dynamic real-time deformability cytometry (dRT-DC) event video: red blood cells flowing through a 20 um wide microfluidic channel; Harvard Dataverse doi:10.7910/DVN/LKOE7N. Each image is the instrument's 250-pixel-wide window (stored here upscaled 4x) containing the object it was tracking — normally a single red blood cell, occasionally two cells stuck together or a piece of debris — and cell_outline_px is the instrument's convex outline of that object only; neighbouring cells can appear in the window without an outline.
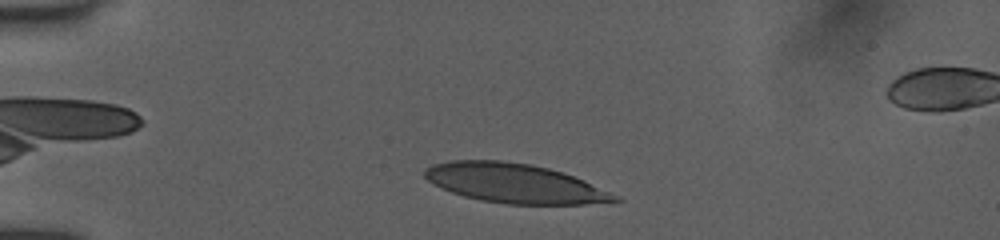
{"species": "human", "species_latin": "Homo sapiens", "temperature_condition": "room temperature", "stored_images_in_passage": 34, "camera_frame_rate_fps": 3000, "um_per_image_px": 0.085, "donor": {"sex": "female"}, "frame": {"image": 1, "passage_image": 4, "time_ms": 1.0, "image_size_px": [1000, 240], "cell_outline_px": [[624, 200], [584, 204], [508, 204], [480, 200], [464, 196], [440, 188], [432, 184], [424, 176], [424, 168], [432, 164], [452, 160], [500, 160], [532, 164], [564, 172], [584, 180], [620, 196]], "centroid_in_image_um": [43.73, 15.57], "position_along_channel_um": 41.3, "area_um2": 43.75}}
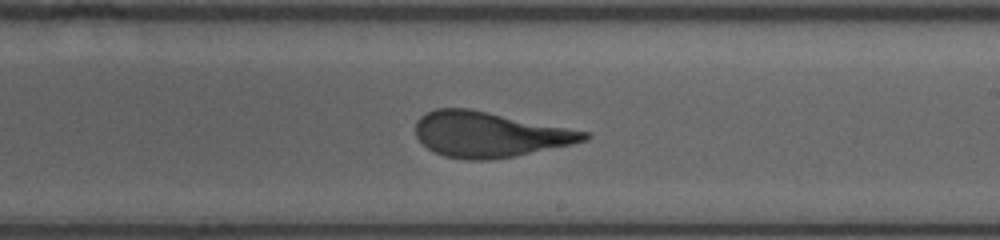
{"frame": {"image": 2, "passage_image": 21, "time_ms": 7.333, "image_size_px": [1000, 240], "cell_outline_px": [[592, 136], [588, 140], [572, 144], [516, 156], [488, 160], [468, 160], [444, 156], [428, 148], [416, 136], [416, 120], [420, 116], [436, 108], [468, 108], [588, 132]], "centroid_in_image_um": [41.59, 11.43], "position_along_channel_um": 247.4, "area_um2": 44.22}}
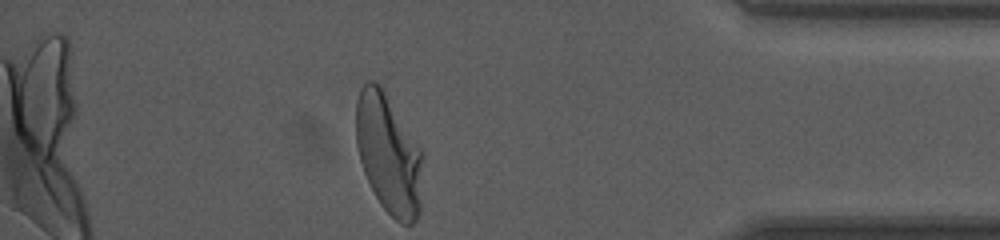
{"frame": {"image": 3, "passage_image": 34, "time_ms": 12.0, "image_size_px": [1000, 240], "cell_outline_px": [[424, 152], [420, 212], [416, 220], [412, 224], [400, 224], [380, 204], [364, 172], [360, 160], [356, 144], [356, 100], [360, 88], [368, 80], [380, 80]], "centroid_in_image_um": [33.06, 13.02], "position_along_channel_um": 402.1, "area_um2": 47.8}, "authors_computed_cell_mechanics": {"area_um2": 44.8817, "velocity_mm_per_s": 3.9547, "shape_relaxation_time_tau1_ms": 5.0349, "shape_relaxation_time_tau2_ms": 0.6867, "deformation_change_tau1": 0.2389, "deformation_change_tau2": 0.0906}}